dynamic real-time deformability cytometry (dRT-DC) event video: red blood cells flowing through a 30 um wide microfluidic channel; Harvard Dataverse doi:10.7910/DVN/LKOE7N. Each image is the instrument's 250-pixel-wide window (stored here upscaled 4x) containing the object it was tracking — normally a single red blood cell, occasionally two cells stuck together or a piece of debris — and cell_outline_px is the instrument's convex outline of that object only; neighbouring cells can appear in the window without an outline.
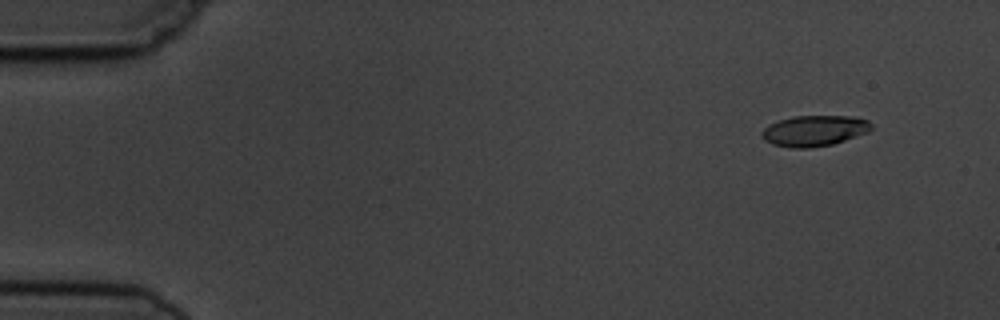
{"species": "common noctule bat (a hibernating species)", "species_latin": "Nyctalus noctula", "temperature_condition": "cold", "stored_images_in_passage": 4, "camera_frame_rate_fps": 3000, "um_per_image_px": 0.085, "animal": {"sex": "male", "body_mass_g": 19.5, "forearm_length_mm": 54.6}, "frame": {"image": 1, "passage_image": 1, "time_ms": 0.0, "image_size_px": [1000, 320], "cell_outline_px": [[872, 128], [868, 132], [832, 144], [808, 148], [792, 148], [772, 144], [764, 140], [760, 136], [760, 132], [768, 124], [792, 116], [848, 116], [868, 120], [872, 124]], "centroid_in_image_um": [69.17, 11.11], "position_along_channel_um": 15.8, "area_um2": 19.65}}